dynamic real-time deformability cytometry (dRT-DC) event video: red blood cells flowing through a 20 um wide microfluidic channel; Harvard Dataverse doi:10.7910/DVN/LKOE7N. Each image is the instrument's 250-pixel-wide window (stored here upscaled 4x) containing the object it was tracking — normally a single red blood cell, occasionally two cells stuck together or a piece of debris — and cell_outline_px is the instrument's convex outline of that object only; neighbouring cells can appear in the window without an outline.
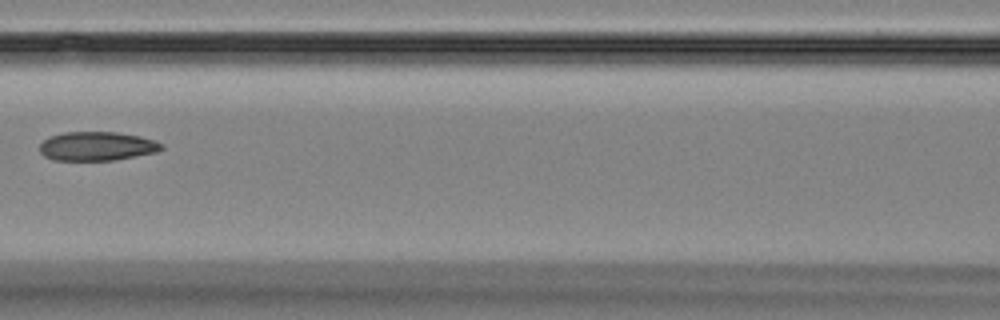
{"species": "Egyptian fruit bat (a non-hibernating species)", "species_latin": "Rousettus aegyptiacus", "temperature_condition": "room temperature", "stored_images_in_passage": 5, "camera_frame_rate_fps": 3000, "um_per_image_px": 0.085, "animal": {"sex": "female"}, "frame": {"image": 1, "passage_image": 5, "time_ms": 4.667, "image_size_px": [1000, 320], "cell_outline_px": [[164, 148], [156, 152], [136, 156], [112, 160], [52, 160], [44, 156], [40, 152], [40, 144], [48, 136], [64, 132], [116, 132], [140, 136], [156, 140], [164, 144]], "centroid_in_image_um": [8.25, 12.42], "position_along_channel_um": 158.4, "area_um2": 20.69}}